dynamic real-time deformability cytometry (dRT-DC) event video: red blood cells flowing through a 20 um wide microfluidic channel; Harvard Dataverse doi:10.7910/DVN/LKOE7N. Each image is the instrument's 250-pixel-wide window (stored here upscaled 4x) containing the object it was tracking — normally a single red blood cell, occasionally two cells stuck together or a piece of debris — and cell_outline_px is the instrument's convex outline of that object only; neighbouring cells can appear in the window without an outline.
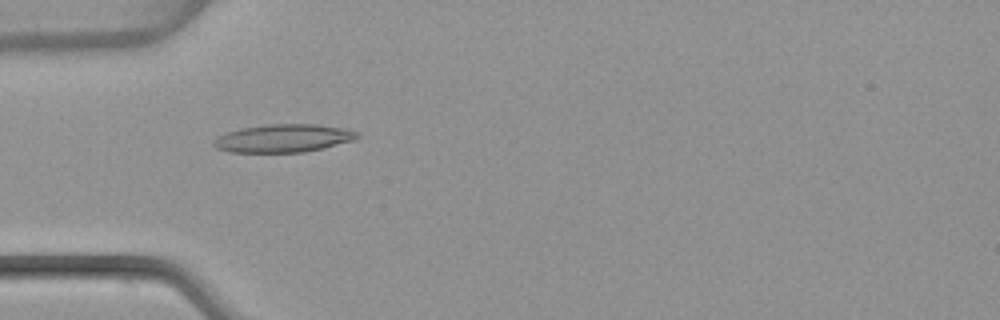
{"species": "common noctule bat (a hibernating species)", "species_latin": "Nyctalus noctula", "temperature_condition": "warm", "stored_images_in_passage": 35, "camera_frame_rate_fps": 3000, "um_per_image_px": 0.085, "animal": {"sex": "female", "body_mass_g": 22.7, "forearm_length_mm": 54.2}, "frame": {"image": 1, "passage_image": 1, "time_ms": 0.0, "image_size_px": [1000, 320], "cell_outline_px": [[360, 136], [356, 140], [324, 148], [304, 152], [228, 152], [216, 148], [212, 144], [212, 140], [216, 136], [240, 128], [268, 124], [316, 124], [344, 128], [356, 132]], "centroid_in_image_um": [24.07, 11.75], "position_along_channel_um": 60.9, "area_um2": 23.64}}
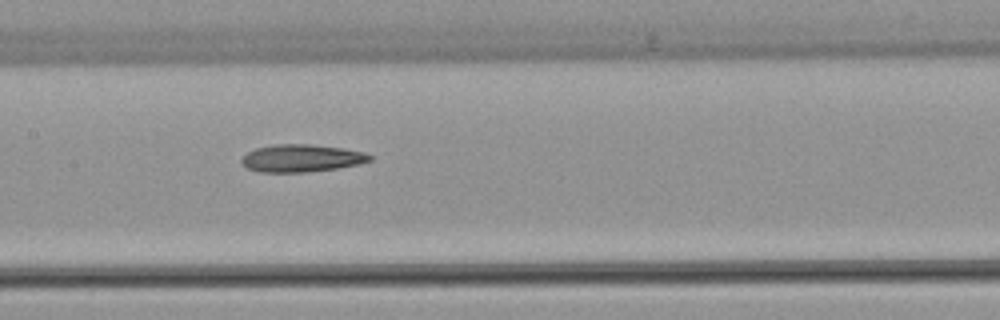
{"frame": {"image": 2, "passage_image": 10, "time_ms": 3.0, "image_size_px": [1000, 320], "cell_outline_px": [[372, 160], [360, 164], [336, 168], [304, 172], [260, 172], [248, 168], [240, 160], [248, 152], [256, 148], [276, 144], [312, 144], [344, 148], [364, 152], [372, 156]], "centroid_in_image_um": [25.66, 13.44], "position_along_channel_um": 181.7, "area_um2": 20.46}}
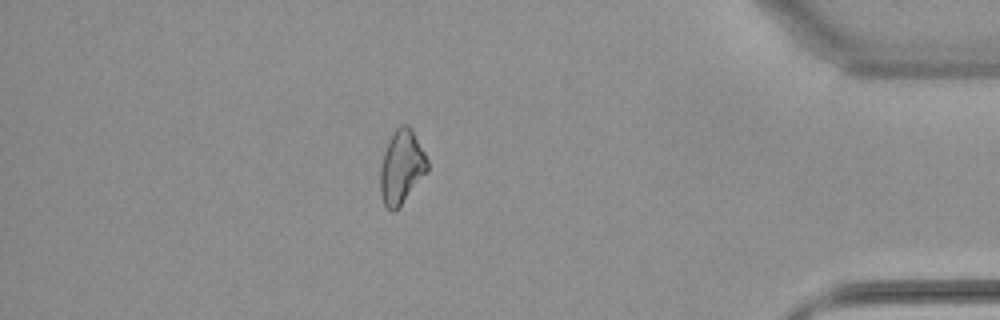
{"frame": {"image": 3, "passage_image": 29, "time_ms": 9.333, "image_size_px": [1000, 320], "cell_outline_px": [[428, 172], [400, 204], [392, 212], [384, 204], [380, 192], [380, 164], [384, 152], [396, 128], [400, 124], [408, 124], [412, 128], [428, 160]], "centroid_in_image_um": [34.14, 14.16], "position_along_channel_um": 401.1, "area_um2": 20.0}}